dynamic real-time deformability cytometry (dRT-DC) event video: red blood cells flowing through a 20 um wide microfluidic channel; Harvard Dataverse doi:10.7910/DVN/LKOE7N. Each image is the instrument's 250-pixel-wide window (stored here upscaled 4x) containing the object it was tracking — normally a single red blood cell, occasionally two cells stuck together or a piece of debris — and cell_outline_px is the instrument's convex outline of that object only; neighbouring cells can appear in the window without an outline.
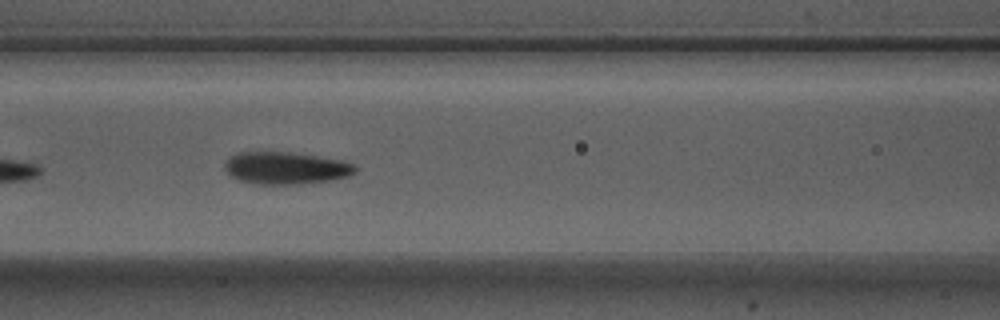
{"species": "Egyptian fruit bat (a non-hibernating species)", "species_latin": "Rousettus aegyptiacus", "temperature_condition": "warm", "stored_images_in_passage": 12, "camera_frame_rate_fps": 3000, "um_per_image_px": 0.085, "animal": {"sex": "male"}, "frame": {"image": 1, "passage_image": 9, "time_ms": 2.667, "image_size_px": [1000, 320], "cell_outline_px": [[356, 172], [348, 176], [328, 180], [300, 184], [256, 184], [240, 180], [232, 176], [224, 168], [224, 164], [228, 156], [236, 152], [288, 152], [344, 160], [352, 164], [356, 168]], "centroid_in_image_um": [24.26, 14.27], "position_along_channel_um": 142.3, "area_um2": 24.45}}